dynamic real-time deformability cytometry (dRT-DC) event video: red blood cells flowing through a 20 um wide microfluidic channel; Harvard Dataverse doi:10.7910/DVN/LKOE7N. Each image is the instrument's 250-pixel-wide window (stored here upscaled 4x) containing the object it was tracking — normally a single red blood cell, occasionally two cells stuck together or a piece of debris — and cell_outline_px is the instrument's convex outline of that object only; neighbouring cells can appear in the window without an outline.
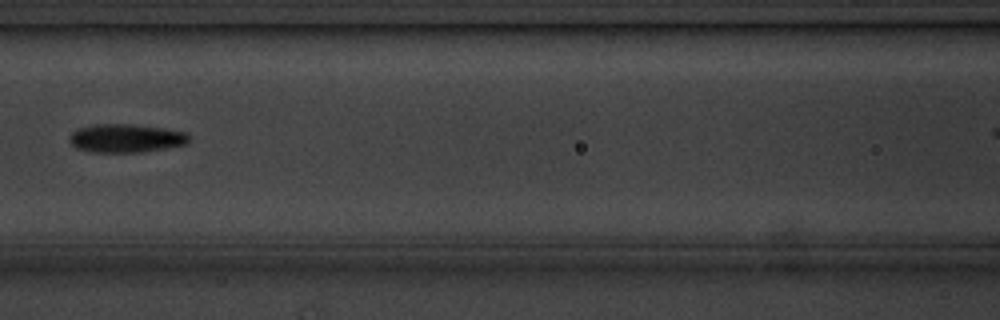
{"species": "common noctule bat (a hibernating species)", "species_latin": "Nyctalus noctula", "temperature_condition": "cold", "stored_images_in_passage": 10, "camera_frame_rate_fps": 3000, "um_per_image_px": 0.085, "animal": {"sex": "male", "body_mass_g": 20.1, "forearm_length_mm": 53.5}, "frame": {"image": 1, "passage_image": 6, "time_ms": 6.0, "image_size_px": [1000, 320], "cell_outline_px": [[188, 144], [140, 152], [92, 152], [76, 148], [68, 140], [72, 132], [76, 128], [92, 124], [132, 124], [164, 128], [184, 132], [188, 136]], "centroid_in_image_um": [10.65, 11.74], "position_along_channel_um": 155.9, "area_um2": 19.83}}